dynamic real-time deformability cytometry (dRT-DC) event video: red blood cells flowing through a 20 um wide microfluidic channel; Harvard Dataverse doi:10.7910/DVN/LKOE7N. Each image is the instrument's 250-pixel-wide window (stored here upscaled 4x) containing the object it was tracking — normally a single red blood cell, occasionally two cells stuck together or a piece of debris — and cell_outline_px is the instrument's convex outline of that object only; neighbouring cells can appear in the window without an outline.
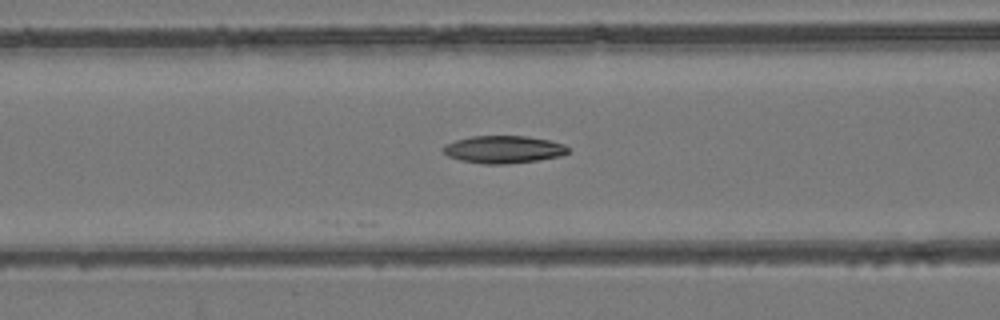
{"species": "common noctule bat (a hibernating species)", "species_latin": "Nyctalus noctula", "temperature_condition": "room temperature", "stored_images_in_passage": 35, "camera_frame_rate_fps": 3000, "um_per_image_px": 0.085, "animal": {"sex": "female", "body_mass_g": 24.6, "forearm_length_mm": 56.2}, "frame": {"image": 1, "passage_image": 23, "time_ms": 7.333, "image_size_px": [1000, 320], "cell_outline_px": [[568, 152], [560, 156], [536, 160], [504, 164], [484, 164], [460, 160], [448, 156], [444, 152], [444, 144], [456, 140], [472, 136], [524, 136], [548, 140], [564, 144], [568, 148]], "centroid_in_image_um": [42.78, 12.7], "position_along_channel_um": 123.8, "area_um2": 19.77}}
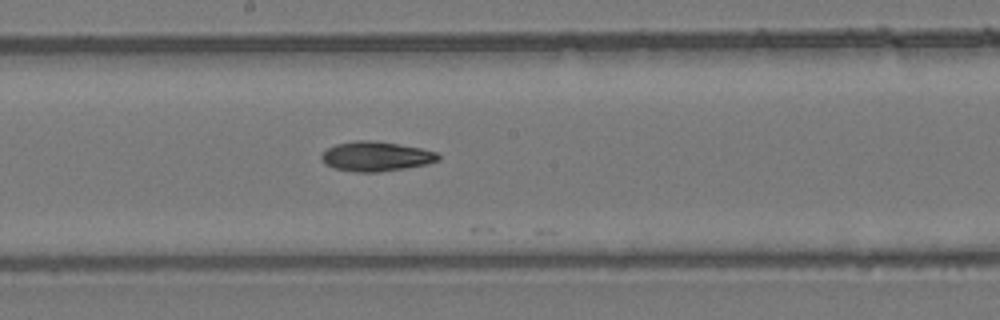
{"frame": {"image": 2, "passage_image": 30, "time_ms": 9.667, "image_size_px": [1000, 320], "cell_outline_px": [[440, 160], [428, 164], [380, 172], [356, 172], [332, 168], [324, 164], [320, 156], [328, 148], [336, 144], [356, 140], [372, 140], [420, 148], [436, 152], [440, 156]], "centroid_in_image_um": [31.94, 13.3], "position_along_channel_um": 216.3, "area_um2": 20.17}}
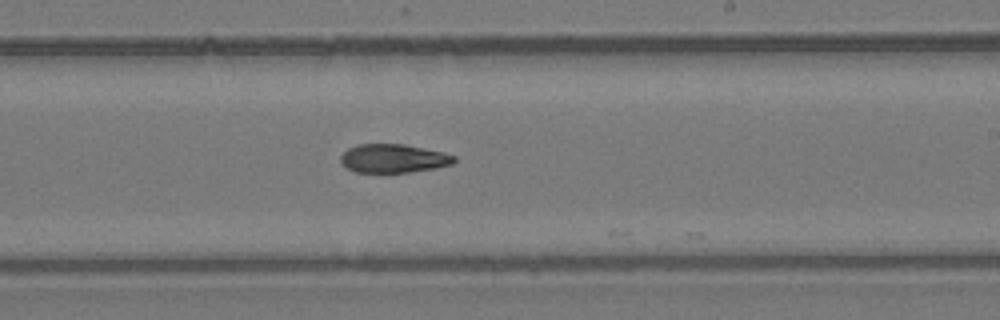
{"frame": {"image": 3, "passage_image": 33, "time_ms": 10.667, "image_size_px": [1000, 320], "cell_outline_px": [[456, 160], [452, 164], [436, 168], [408, 172], [356, 172], [348, 168], [340, 160], [340, 156], [348, 148], [356, 144], [404, 144], [444, 152], [456, 156]], "centroid_in_image_um": [33.46, 13.46], "position_along_channel_um": 255.5, "area_um2": 18.9}}